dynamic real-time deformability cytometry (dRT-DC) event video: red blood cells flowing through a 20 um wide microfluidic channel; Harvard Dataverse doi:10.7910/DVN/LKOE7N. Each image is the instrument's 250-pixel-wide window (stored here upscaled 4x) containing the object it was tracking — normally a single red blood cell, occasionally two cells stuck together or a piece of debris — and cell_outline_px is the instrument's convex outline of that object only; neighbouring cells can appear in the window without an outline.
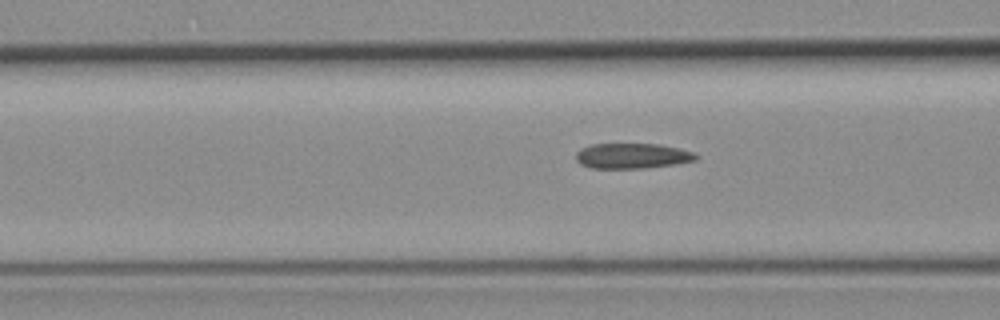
{"species": "common noctule bat (a hibernating species)", "species_latin": "Nyctalus noctula", "temperature_condition": "room temperature", "stored_images_in_passage": 4, "camera_frame_rate_fps": 3000, "um_per_image_px": 0.085, "animal": {"sex": "female", "body_mass_g": 19.3, "forearm_length_mm": 54.1}, "frame": {"image": 1, "passage_image": 4, "time_ms": 4.0, "image_size_px": [1000, 320], "cell_outline_px": [[700, 156], [696, 160], [676, 164], [644, 168], [592, 168], [580, 164], [576, 160], [576, 152], [580, 148], [592, 144], [660, 144], [696, 152]], "centroid_in_image_um": [53.76, 13.25], "position_along_channel_um": 112.8, "area_um2": 17.86}}